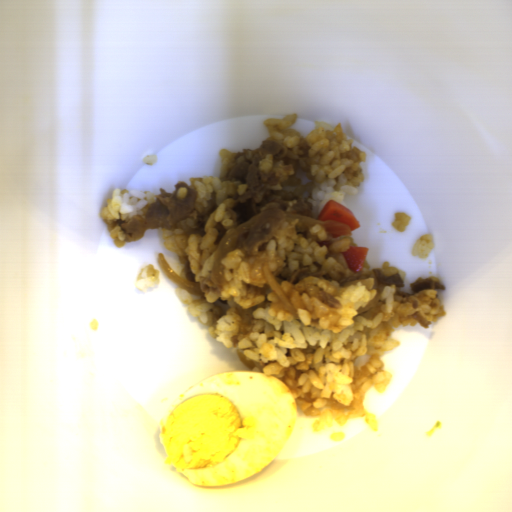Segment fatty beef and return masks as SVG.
Listing matches in <instances>:
<instances>
[{"instance_id":"8fa450e3","label":"fatty beef","mask_w":512,"mask_h":512,"mask_svg":"<svg viewBox=\"0 0 512 512\" xmlns=\"http://www.w3.org/2000/svg\"><path fill=\"white\" fill-rule=\"evenodd\" d=\"M288 147L274 141L264 140L257 149H243L234 155L233 163L227 175L222 181H232L233 178L241 180V184H247L244 195L236 198L237 205L231 208L238 216L237 227L259 215L251 225L250 231L243 232L239 236L237 249H242L247 255L258 254L260 245L270 241L282 228L286 218V212L306 215L314 218L313 204L304 198V193L291 200L271 199L267 197L272 189L267 185H278L280 177L276 172L261 175L258 165L261 159H266V154H273V160L286 157Z\"/></svg>"},{"instance_id":"1bbc456c","label":"fatty beef","mask_w":512,"mask_h":512,"mask_svg":"<svg viewBox=\"0 0 512 512\" xmlns=\"http://www.w3.org/2000/svg\"><path fill=\"white\" fill-rule=\"evenodd\" d=\"M154 195L155 202L142 208L144 217L131 215L128 221L117 220L125 233L124 241L136 242L143 238L148 229H173L180 221L197 216L195 203L198 192L184 182L175 183L174 191L167 193L162 187Z\"/></svg>"},{"instance_id":"5ad873be","label":"fatty beef","mask_w":512,"mask_h":512,"mask_svg":"<svg viewBox=\"0 0 512 512\" xmlns=\"http://www.w3.org/2000/svg\"><path fill=\"white\" fill-rule=\"evenodd\" d=\"M412 289V294L418 293L421 290L424 289H436V290H447L446 287L436 281L433 278L427 277V278H418L415 282H412L409 284Z\"/></svg>"},{"instance_id":"51303b74","label":"fatty beef","mask_w":512,"mask_h":512,"mask_svg":"<svg viewBox=\"0 0 512 512\" xmlns=\"http://www.w3.org/2000/svg\"><path fill=\"white\" fill-rule=\"evenodd\" d=\"M372 271L377 279V284H383V285H387L390 287H391V285H395V287H398V288L405 287L404 282L398 272L394 276L386 277L383 274L382 270H380L377 267L372 268Z\"/></svg>"},{"instance_id":"2513f850","label":"fatty beef","mask_w":512,"mask_h":512,"mask_svg":"<svg viewBox=\"0 0 512 512\" xmlns=\"http://www.w3.org/2000/svg\"><path fill=\"white\" fill-rule=\"evenodd\" d=\"M310 271V266L309 267H303V268H299V269H296L290 276L289 278V282L292 284V285H296L298 282H300L301 280L307 278V277H310V276H315V277H321L323 276L324 272H309Z\"/></svg>"},{"instance_id":"7934fd38","label":"fatty beef","mask_w":512,"mask_h":512,"mask_svg":"<svg viewBox=\"0 0 512 512\" xmlns=\"http://www.w3.org/2000/svg\"><path fill=\"white\" fill-rule=\"evenodd\" d=\"M319 296H320L322 302L325 303L326 305H328L329 307L340 308V309L342 308L340 302L335 297L330 295L329 293L320 289Z\"/></svg>"},{"instance_id":"6575b59f","label":"fatty beef","mask_w":512,"mask_h":512,"mask_svg":"<svg viewBox=\"0 0 512 512\" xmlns=\"http://www.w3.org/2000/svg\"><path fill=\"white\" fill-rule=\"evenodd\" d=\"M413 318L416 320V322L425 330L429 328V325H432V322L430 320H426L423 317L419 315V313H414Z\"/></svg>"}]
</instances>
